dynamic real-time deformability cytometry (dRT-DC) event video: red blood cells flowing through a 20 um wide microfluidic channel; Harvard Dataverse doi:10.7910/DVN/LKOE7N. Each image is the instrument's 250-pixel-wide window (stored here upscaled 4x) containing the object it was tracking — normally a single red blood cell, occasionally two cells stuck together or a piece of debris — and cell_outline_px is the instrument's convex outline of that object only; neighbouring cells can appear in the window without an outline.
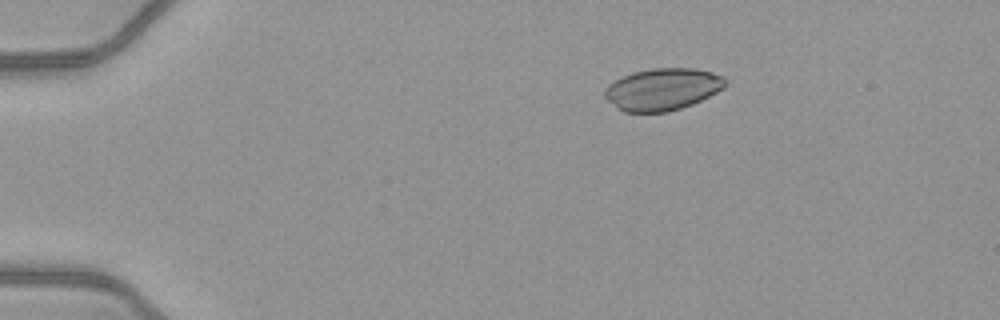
{"species": "common noctule bat (a hibernating species)", "species_latin": "Nyctalus noctula", "temperature_condition": "warm", "stored_images_in_passage": 44, "camera_frame_rate_fps": 3000, "um_per_image_px": 0.085, "animal": {"sex": "female", "body_mass_g": 21.9}, "frame": {"image": 1, "passage_image": 2, "time_ms": 0.333, "image_size_px": [1000, 320], "cell_outline_px": [[728, 84], [724, 88], [692, 104], [668, 112], [624, 112], [608, 100], [604, 96], [604, 88], [608, 84], [632, 72], [652, 68], [696, 68], [712, 72], [724, 76], [728, 80]], "centroid_in_image_um": [56.34, 7.57], "position_along_channel_um": 28.7, "area_um2": 29.59}}
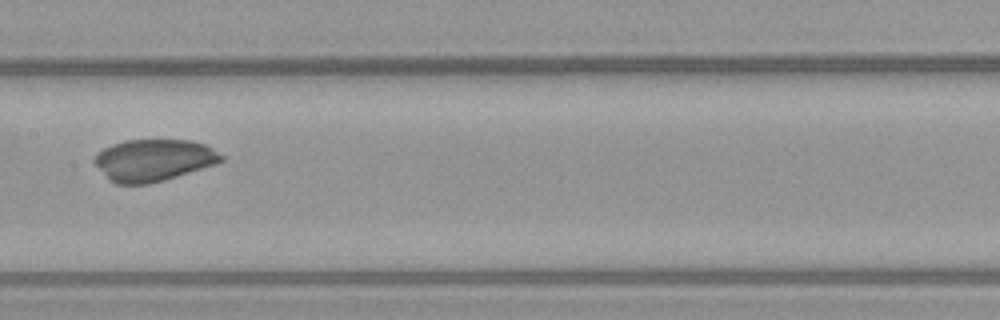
{"frame": {"image": 2, "passage_image": 20, "time_ms": 6.333, "image_size_px": [1000, 320], "cell_outline_px": [[224, 160], [216, 164], [164, 180], [148, 184], [116, 184], [108, 180], [92, 160], [96, 152], [112, 144], [124, 140], [192, 140], [204, 144], [212, 148], [224, 156]], "centroid_in_image_um": [13.03, 13.61], "position_along_channel_um": 194.4, "area_um2": 31.1}}
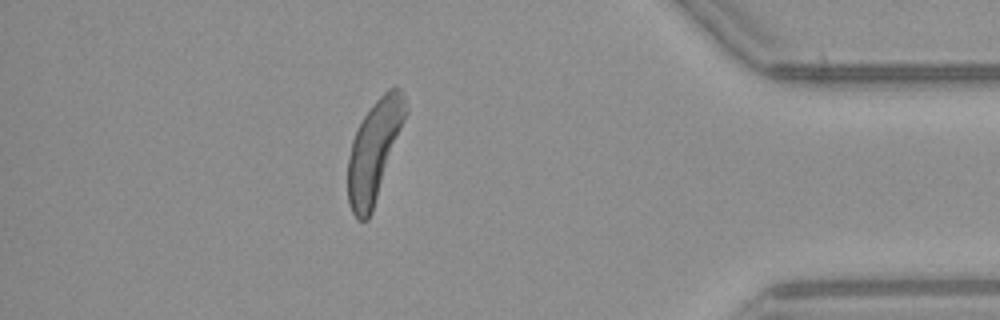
{"frame": {"image": 3, "passage_image": 38, "time_ms": 12.333, "image_size_px": [1000, 320], "cell_outline_px": [[408, 112], [372, 212], [368, 220], [360, 220], [352, 212], [348, 200], [348, 160], [352, 140], [364, 116], [376, 100], [388, 88], [396, 84], [400, 88], [404, 96], [408, 108]], "centroid_in_image_um": [31.83, 12.77], "position_along_channel_um": 403.4, "area_um2": 33.52}}